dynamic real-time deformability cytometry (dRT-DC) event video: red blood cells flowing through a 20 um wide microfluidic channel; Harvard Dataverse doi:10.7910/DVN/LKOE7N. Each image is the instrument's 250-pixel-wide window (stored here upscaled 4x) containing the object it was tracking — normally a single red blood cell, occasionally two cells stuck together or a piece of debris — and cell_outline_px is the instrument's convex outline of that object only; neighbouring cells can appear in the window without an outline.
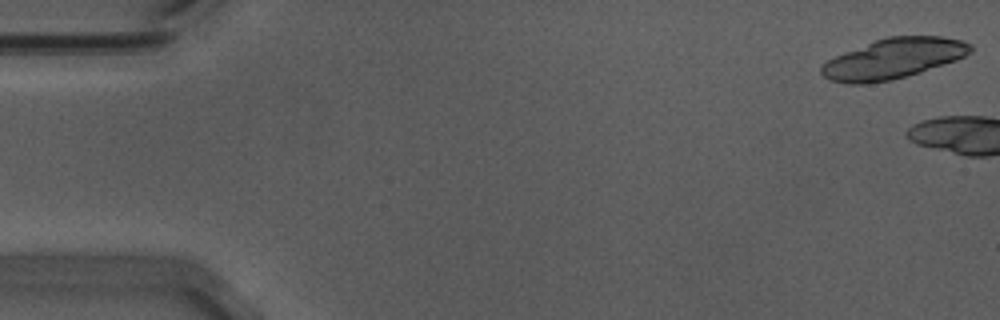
{"species": "Egyptian fruit bat (a non-hibernating species)", "species_latin": "Rousettus aegyptiacus", "temperature_condition": "warm", "stored_images_in_passage": 3, "camera_frame_rate_fps": 3000, "um_per_image_px": 0.085, "animal": {"sex": "male"}, "frame": {"image": 1, "passage_image": 1, "time_ms": 0.0, "image_size_px": [1000, 320], "cell_outline_px": [[972, 52], [956, 60], [920, 72], [888, 80], [864, 84], [848, 84], [828, 80], [820, 72], [820, 68], [828, 60], [836, 56], [876, 40], [888, 36], [944, 36], [960, 40], [972, 44]], "centroid_in_image_um": [75.95, 4.98], "position_along_channel_um": 9.0, "area_um2": 34.56}}